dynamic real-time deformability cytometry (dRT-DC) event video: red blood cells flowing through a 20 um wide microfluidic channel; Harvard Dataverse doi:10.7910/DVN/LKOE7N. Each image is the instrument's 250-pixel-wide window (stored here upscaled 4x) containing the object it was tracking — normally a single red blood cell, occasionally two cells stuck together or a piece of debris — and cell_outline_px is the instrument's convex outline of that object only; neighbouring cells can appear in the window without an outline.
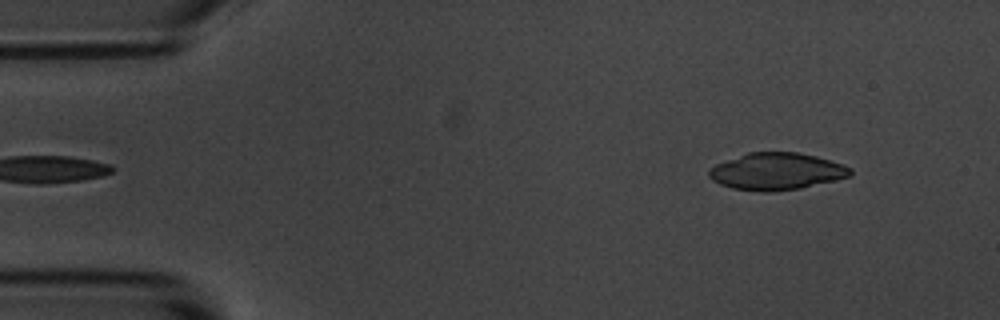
{"species": "common noctule bat (a hibernating species)", "species_latin": "Nyctalus noctula", "temperature_condition": "room temperature", "stored_images_in_passage": 2, "camera_frame_rate_fps": 3000, "um_per_image_px": 0.085, "animal": {"sex": "male", "body_mass_g": 20.1, "forearm_length_mm": 53.5}, "frame": {"image": 1, "passage_image": 2, "time_ms": 1.0, "image_size_px": [1000, 320], "cell_outline_px": [[852, 176], [836, 180], [800, 188], [772, 192], [760, 192], [732, 188], [720, 184], [712, 180], [708, 176], [708, 168], [716, 164], [748, 152], [796, 152], [816, 156], [832, 160], [852, 168]], "centroid_in_image_um": [66.01, 14.57], "position_along_channel_um": 19.0, "area_um2": 30.69}}